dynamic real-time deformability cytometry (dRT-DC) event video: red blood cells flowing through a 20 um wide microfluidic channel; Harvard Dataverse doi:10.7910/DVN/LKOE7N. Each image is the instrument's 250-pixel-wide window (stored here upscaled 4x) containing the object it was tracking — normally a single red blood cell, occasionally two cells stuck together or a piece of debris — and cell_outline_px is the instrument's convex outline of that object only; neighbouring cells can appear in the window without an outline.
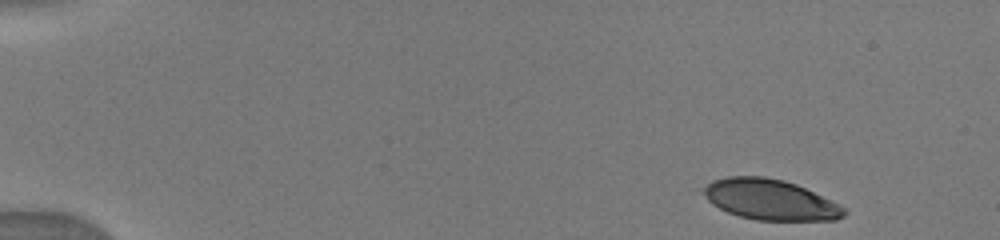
{"species": "human", "species_latin": "Homo sapiens", "temperature_condition": "warm", "stored_images_in_passage": 8, "camera_frame_rate_fps": 3000, "um_per_image_px": 0.085, "donor": {"sex": "male"}, "frame": {"image": 1, "passage_image": 1, "time_ms": 0.0, "image_size_px": [1000, 240], "cell_outline_px": [[848, 212], [844, 216], [836, 220], [756, 220], [740, 216], [728, 212], [712, 204], [696, 188], [712, 180], [728, 176], [764, 176], [784, 180], [796, 184], [832, 200], [844, 208]], "centroid_in_image_um": [65.4, 16.95], "position_along_channel_um": 19.6, "area_um2": 33.58}}
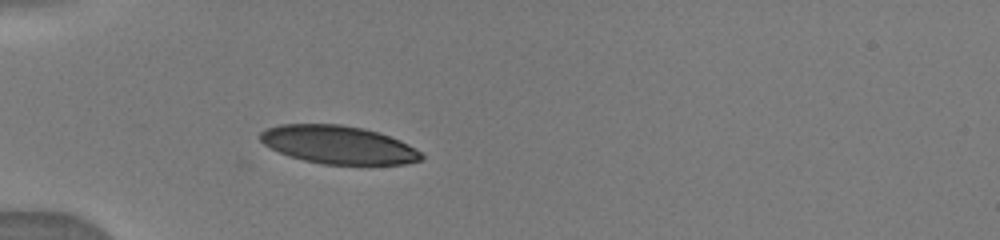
{"frame": {"image": 2, "passage_image": 6, "time_ms": 3.667, "image_size_px": [1000, 240], "cell_outline_px": [[424, 156], [420, 160], [404, 164], [368, 168], [324, 164], [304, 160], [280, 152], [264, 144], [260, 140], [260, 132], [268, 128], [280, 124], [340, 124], [364, 128], [400, 140], [408, 144], [420, 152]], "centroid_in_image_um": [28.83, 12.35], "position_along_channel_um": 56.2, "area_um2": 36.53}}
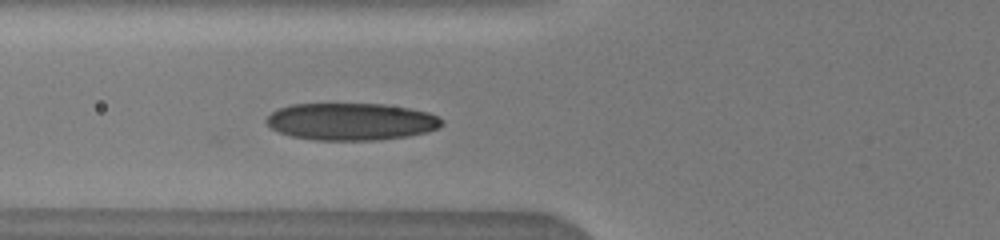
{"frame": {"image": 3, "passage_image": 8, "time_ms": 5.0, "image_size_px": [1000, 240], "cell_outline_px": [[444, 124], [436, 128], [424, 132], [408, 136], [376, 140], [312, 140], [292, 136], [280, 132], [272, 128], [264, 120], [276, 108], [292, 104], [384, 104], [408, 108], [428, 112], [444, 120]], "centroid_in_image_um": [29.82, 10.33], "position_along_channel_um": 96.0, "area_um2": 37.97}}